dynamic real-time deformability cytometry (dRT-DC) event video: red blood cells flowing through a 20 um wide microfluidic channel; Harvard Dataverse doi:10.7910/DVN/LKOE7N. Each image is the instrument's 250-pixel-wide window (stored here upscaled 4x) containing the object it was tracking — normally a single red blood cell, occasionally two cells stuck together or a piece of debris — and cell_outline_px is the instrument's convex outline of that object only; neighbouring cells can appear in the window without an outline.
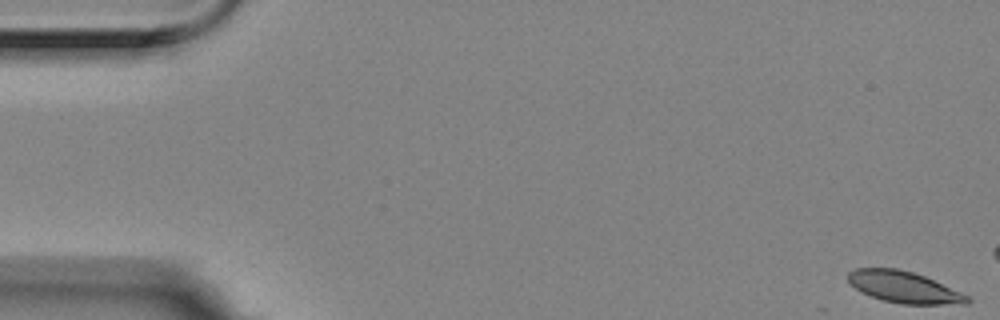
{"species": "Egyptian fruit bat (a non-hibernating species)", "species_latin": "Rousettus aegyptiacus", "temperature_condition": "room temperature", "stored_images_in_passage": 2, "camera_frame_rate_fps": 3000, "um_per_image_px": 0.085, "animal": {"sex": "female"}, "frame": {"image": 1, "passage_image": 2, "time_ms": 0.333, "image_size_px": [1000, 320], "cell_outline_px": [[972, 300], [968, 304], [900, 304], [884, 300], [860, 292], [848, 280], [848, 272], [856, 268], [896, 268], [912, 272], [924, 276], [960, 292], [968, 296]], "centroid_in_image_um": [76.84, 24.41], "position_along_channel_um": 8.2, "area_um2": 21.62}}